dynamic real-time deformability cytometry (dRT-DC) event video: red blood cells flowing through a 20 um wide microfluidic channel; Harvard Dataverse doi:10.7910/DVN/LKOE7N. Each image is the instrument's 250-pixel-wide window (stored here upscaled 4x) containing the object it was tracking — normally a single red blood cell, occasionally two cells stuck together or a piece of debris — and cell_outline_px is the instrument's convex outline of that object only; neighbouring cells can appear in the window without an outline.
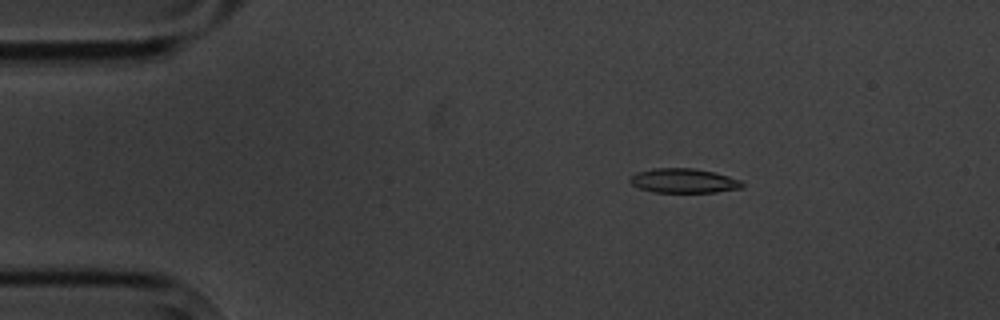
{"species": "common noctule bat (a hibernating species)", "species_latin": "Nyctalus noctula", "temperature_condition": "cold", "stored_images_in_passage": 3, "camera_frame_rate_fps": 3000, "um_per_image_px": 0.085, "animal": {"sex": "male", "body_mass_g": 20.1, "forearm_length_mm": 53.5}, "frame": {"image": 1, "passage_image": 1, "time_ms": 0.0, "image_size_px": [1000, 320], "cell_outline_px": [[744, 184], [740, 188], [716, 192], [652, 192], [640, 188], [632, 184], [628, 180], [636, 172], [652, 168], [692, 168], [712, 172], [728, 176], [740, 180]], "centroid_in_image_um": [58.08, 15.36], "position_along_channel_um": 26.9, "area_um2": 15.84}}
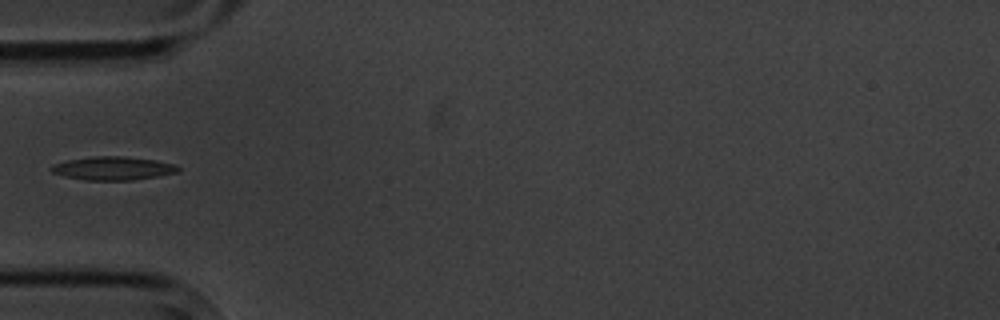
{"frame": {"image": 2, "passage_image": 3, "time_ms": 3.0, "image_size_px": [1000, 320], "cell_outline_px": [[180, 172], [160, 176], [132, 180], [88, 180], [64, 176], [52, 172], [48, 168], [52, 164], [68, 160], [92, 156], [124, 156], [156, 160], [176, 164], [180, 168]], "centroid_in_image_um": [9.64, 14.3], "position_along_channel_um": 75.4, "area_um2": 17.51}}